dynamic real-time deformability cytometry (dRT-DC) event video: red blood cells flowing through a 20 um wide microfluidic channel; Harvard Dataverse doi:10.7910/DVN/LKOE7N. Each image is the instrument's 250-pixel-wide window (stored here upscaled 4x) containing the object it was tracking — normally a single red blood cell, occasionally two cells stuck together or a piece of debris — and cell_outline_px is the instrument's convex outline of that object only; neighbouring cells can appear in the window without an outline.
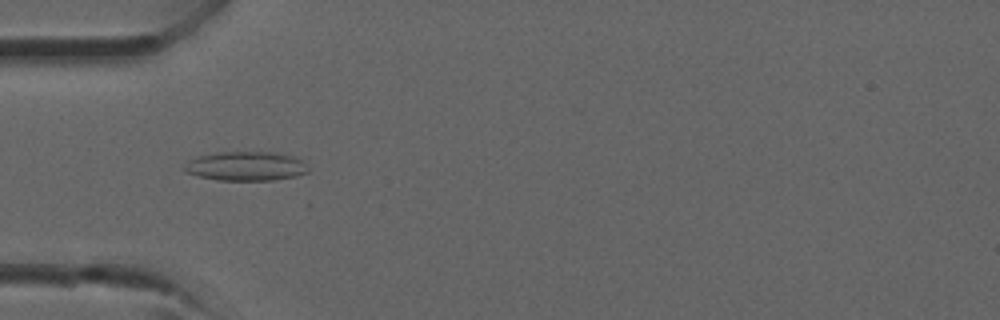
{"species": "common noctule bat (a hibernating species)", "species_latin": "Nyctalus noctula", "temperature_condition": "room temperature", "stored_images_in_passage": 38, "camera_frame_rate_fps": 3000, "um_per_image_px": 0.085, "animal": {"sex": "male", "forearm_length_mm": 52.5}, "frame": {"image": 1, "passage_image": 12, "time_ms": 3.667, "image_size_px": [1000, 320], "cell_outline_px": [[308, 172], [296, 176], [272, 180], [220, 180], [200, 176], [184, 172], [184, 164], [188, 160], [196, 156], [216, 152], [272, 152], [292, 156], [300, 160], [308, 168]], "centroid_in_image_um": [20.85, 14.12], "position_along_channel_um": 64.2, "area_um2": 20.98}}
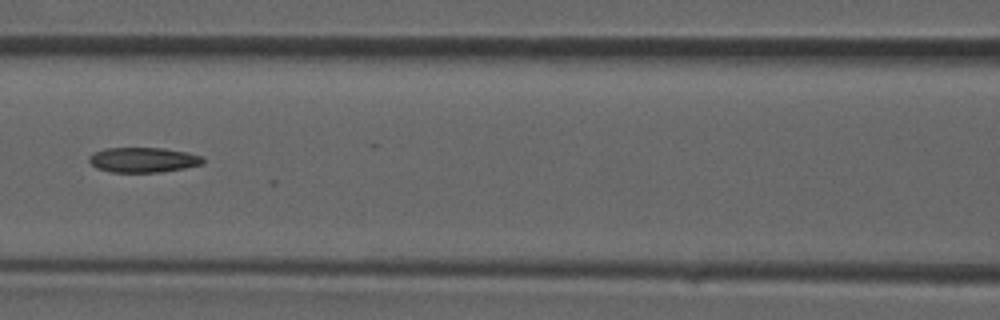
{"frame": {"image": 2, "passage_image": 17, "time_ms": 5.333, "image_size_px": [1000, 320], "cell_outline_px": [[204, 164], [184, 168], [160, 172], [112, 172], [96, 168], [88, 160], [88, 156], [104, 148], [164, 148], [188, 152], [204, 156]], "centroid_in_image_um": [12.21, 13.58], "position_along_channel_um": 154.4, "area_um2": 16.7}}